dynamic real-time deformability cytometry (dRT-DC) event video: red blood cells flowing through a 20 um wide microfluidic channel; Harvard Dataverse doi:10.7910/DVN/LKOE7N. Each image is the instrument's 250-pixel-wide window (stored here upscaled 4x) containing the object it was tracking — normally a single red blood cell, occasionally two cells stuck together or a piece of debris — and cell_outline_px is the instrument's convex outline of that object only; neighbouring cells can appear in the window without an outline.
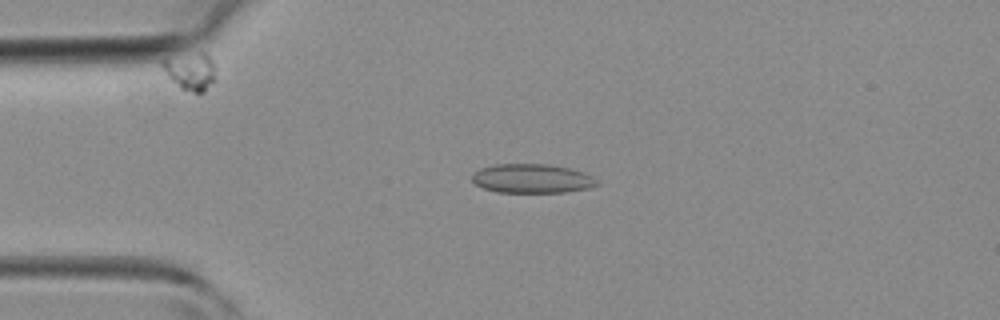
{"species": "common noctule bat (a hibernating species)", "species_latin": "Nyctalus noctula", "temperature_condition": "room temperature", "stored_images_in_passage": 43, "camera_frame_rate_fps": 3000, "um_per_image_px": 0.085, "animal": {"sex": "female", "body_mass_g": 19.3, "forearm_length_mm": 54.1}, "frame": {"image": 1, "passage_image": 10, "time_ms": 3.0, "image_size_px": [1000, 320], "cell_outline_px": [[600, 184], [588, 188], [564, 192], [496, 192], [484, 188], [476, 184], [472, 180], [472, 176], [480, 168], [496, 164], [548, 164], [568, 168], [584, 172], [600, 180]], "centroid_in_image_um": [45.26, 15.17], "position_along_channel_um": 39.7, "area_um2": 21.15}}
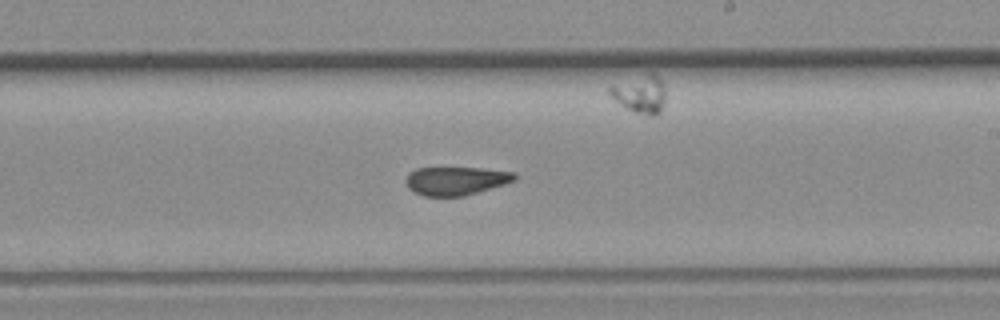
{"frame": {"image": 2, "passage_image": 25, "time_ms": 8.0, "image_size_px": [1000, 320], "cell_outline_px": [[516, 180], [504, 184], [464, 196], [424, 196], [408, 188], [404, 180], [408, 172], [416, 168], [484, 168], [516, 172]], "centroid_in_image_um": [38.74, 15.36], "position_along_channel_um": 250.3, "area_um2": 18.09}}
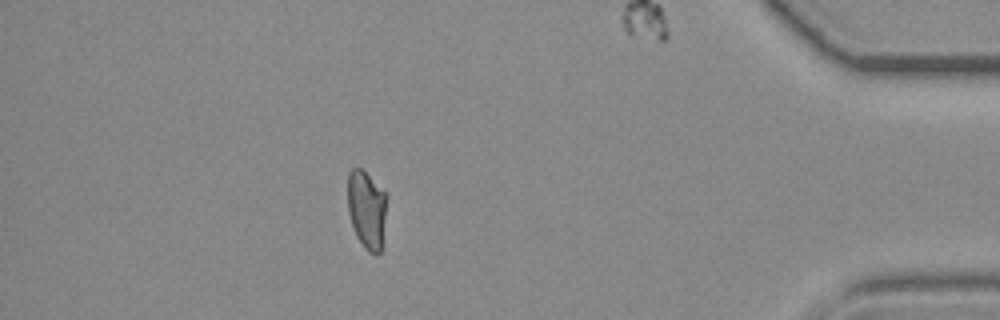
{"frame": {"image": 3, "passage_image": 38, "time_ms": 12.333, "image_size_px": [1000, 320], "cell_outline_px": [[388, 196], [380, 252], [376, 256], [368, 252], [364, 248], [356, 236], [348, 212], [348, 172], [352, 168], [360, 168], [388, 192]], "centroid_in_image_um": [31.19, 17.79], "position_along_channel_um": 404.0, "area_um2": 18.09}}